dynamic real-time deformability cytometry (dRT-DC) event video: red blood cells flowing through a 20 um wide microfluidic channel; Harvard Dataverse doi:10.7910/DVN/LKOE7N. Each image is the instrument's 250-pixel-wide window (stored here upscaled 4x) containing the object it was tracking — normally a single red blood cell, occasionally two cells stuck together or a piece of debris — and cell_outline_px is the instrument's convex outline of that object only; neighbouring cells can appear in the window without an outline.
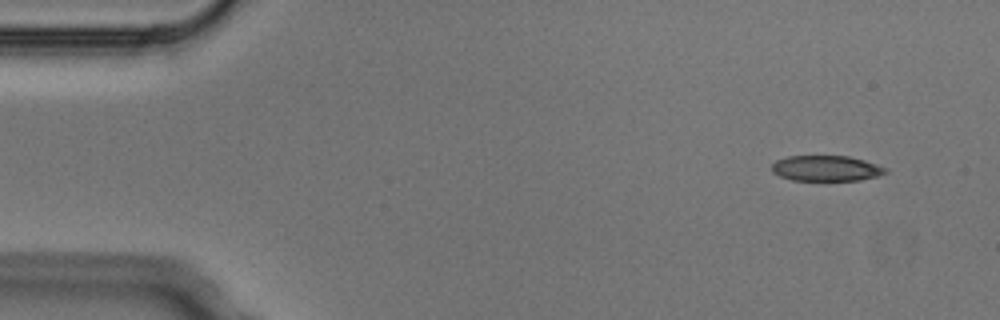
{"species": "Egyptian fruit bat (a non-hibernating species)", "species_latin": "Rousettus aegyptiacus", "temperature_condition": "cold", "stored_images_in_passage": 3, "camera_frame_rate_fps": 3000, "um_per_image_px": 0.085, "animal": {"sex": "male"}, "frame": {"image": 1, "passage_image": 1, "time_ms": 0.0, "image_size_px": [1000, 320], "cell_outline_px": [[888, 172], [876, 176], [860, 180], [792, 180], [780, 176], [772, 172], [772, 164], [776, 160], [788, 156], [848, 156], [864, 160], [888, 168]], "centroid_in_image_um": [70.22, 14.3], "position_along_channel_um": 14.8, "area_um2": 16.88}}